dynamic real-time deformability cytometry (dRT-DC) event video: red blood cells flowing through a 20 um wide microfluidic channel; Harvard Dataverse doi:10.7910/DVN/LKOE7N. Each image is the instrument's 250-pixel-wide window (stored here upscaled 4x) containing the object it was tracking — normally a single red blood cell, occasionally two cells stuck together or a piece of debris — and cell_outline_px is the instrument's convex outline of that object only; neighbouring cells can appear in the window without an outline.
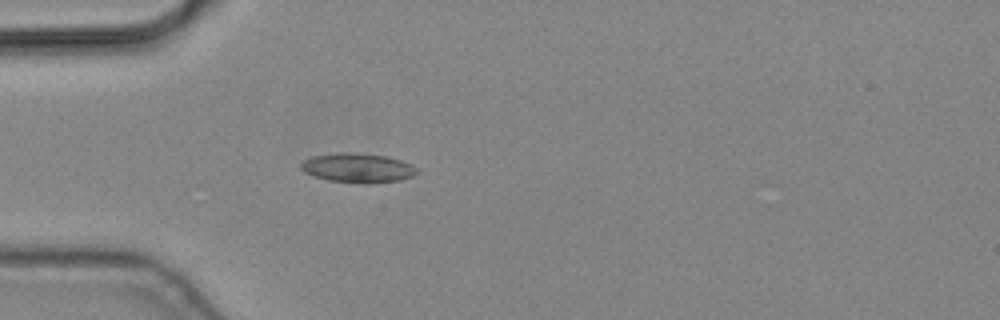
{"species": "common noctule bat (a hibernating species)", "species_latin": "Nyctalus noctula", "temperature_condition": "cold", "stored_images_in_passage": 5, "camera_frame_rate_fps": 3000, "um_per_image_px": 0.085, "animal": {"sex": "male", "body_mass_g": 19.2, "forearm_length_mm": 51.8}, "frame": {"image": 1, "passage_image": 5, "time_ms": 1.333, "image_size_px": [1000, 320], "cell_outline_px": [[416, 172], [412, 176], [400, 180], [368, 184], [364, 184], [328, 180], [304, 172], [300, 168], [300, 164], [304, 160], [312, 156], [340, 152], [352, 152], [388, 156], [412, 164], [416, 168]], "centroid_in_image_um": [30.4, 14.27], "position_along_channel_um": 54.6, "area_um2": 19.88}}